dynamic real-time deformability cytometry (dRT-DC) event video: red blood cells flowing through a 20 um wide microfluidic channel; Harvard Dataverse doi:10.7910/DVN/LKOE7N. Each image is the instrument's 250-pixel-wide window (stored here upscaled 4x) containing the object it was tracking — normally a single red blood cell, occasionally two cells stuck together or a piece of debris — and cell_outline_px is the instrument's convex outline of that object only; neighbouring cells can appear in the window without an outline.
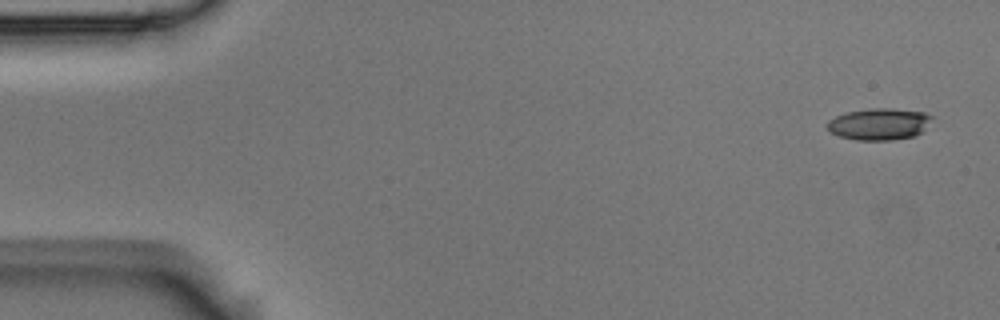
{"species": "Egyptian fruit bat (a non-hibernating species)", "species_latin": "Rousettus aegyptiacus", "temperature_condition": "room temperature", "stored_images_in_passage": 5, "segment_of_instrument_passage": [2, 2], "camera_frame_rate_fps": 3000, "um_per_image_px": 0.085, "animal": {"sex": "male"}, "frame": {"image": 1, "passage_image": 5, "time_ms": 1.333, "image_size_px": [1000, 320], "cell_outline_px": [[932, 116], [920, 132], [916, 136], [892, 140], [856, 140], [840, 136], [832, 132], [828, 128], [828, 120], [836, 116], [848, 112], [872, 108], [892, 108], [924, 112]], "centroid_in_image_um": [74.71, 10.54], "position_along_channel_um": 10.3, "area_um2": 19.02}}